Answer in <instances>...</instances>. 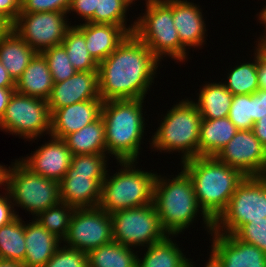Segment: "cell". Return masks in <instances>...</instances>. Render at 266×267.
Instances as JSON below:
<instances>
[{
    "label": "cell",
    "mask_w": 266,
    "mask_h": 267,
    "mask_svg": "<svg viewBox=\"0 0 266 267\" xmlns=\"http://www.w3.org/2000/svg\"><path fill=\"white\" fill-rule=\"evenodd\" d=\"M170 178L157 173L154 184L153 204L164 232L179 236L200 213L205 231L207 229L210 235L213 221L200 208L189 176L181 169L175 177Z\"/></svg>",
    "instance_id": "obj_2"
},
{
    "label": "cell",
    "mask_w": 266,
    "mask_h": 267,
    "mask_svg": "<svg viewBox=\"0 0 266 267\" xmlns=\"http://www.w3.org/2000/svg\"><path fill=\"white\" fill-rule=\"evenodd\" d=\"M251 62H240L227 73V80L222 82L232 95L255 93L259 89L258 82V53L254 50Z\"/></svg>",
    "instance_id": "obj_31"
},
{
    "label": "cell",
    "mask_w": 266,
    "mask_h": 267,
    "mask_svg": "<svg viewBox=\"0 0 266 267\" xmlns=\"http://www.w3.org/2000/svg\"><path fill=\"white\" fill-rule=\"evenodd\" d=\"M54 85L45 57L37 53L22 76L16 81L15 91L47 100Z\"/></svg>",
    "instance_id": "obj_24"
},
{
    "label": "cell",
    "mask_w": 266,
    "mask_h": 267,
    "mask_svg": "<svg viewBox=\"0 0 266 267\" xmlns=\"http://www.w3.org/2000/svg\"><path fill=\"white\" fill-rule=\"evenodd\" d=\"M258 20H260V24H263V27H265L264 33L265 35H262L257 39V42L254 46L255 51L258 53V55H266V21L259 15L257 14ZM265 25V26H264Z\"/></svg>",
    "instance_id": "obj_47"
},
{
    "label": "cell",
    "mask_w": 266,
    "mask_h": 267,
    "mask_svg": "<svg viewBox=\"0 0 266 267\" xmlns=\"http://www.w3.org/2000/svg\"><path fill=\"white\" fill-rule=\"evenodd\" d=\"M76 208L60 201L55 206L39 213L36 219L52 235L63 241L67 236L72 215Z\"/></svg>",
    "instance_id": "obj_33"
},
{
    "label": "cell",
    "mask_w": 266,
    "mask_h": 267,
    "mask_svg": "<svg viewBox=\"0 0 266 267\" xmlns=\"http://www.w3.org/2000/svg\"><path fill=\"white\" fill-rule=\"evenodd\" d=\"M266 218V178L246 176L237 186L227 208L213 222L218 234H235L244 224Z\"/></svg>",
    "instance_id": "obj_10"
},
{
    "label": "cell",
    "mask_w": 266,
    "mask_h": 267,
    "mask_svg": "<svg viewBox=\"0 0 266 267\" xmlns=\"http://www.w3.org/2000/svg\"><path fill=\"white\" fill-rule=\"evenodd\" d=\"M113 241L112 217L100 207L76 208L63 245L82 252Z\"/></svg>",
    "instance_id": "obj_14"
},
{
    "label": "cell",
    "mask_w": 266,
    "mask_h": 267,
    "mask_svg": "<svg viewBox=\"0 0 266 267\" xmlns=\"http://www.w3.org/2000/svg\"><path fill=\"white\" fill-rule=\"evenodd\" d=\"M92 99H101L98 71H77L67 80L54 83L46 101L52 113L56 109Z\"/></svg>",
    "instance_id": "obj_18"
},
{
    "label": "cell",
    "mask_w": 266,
    "mask_h": 267,
    "mask_svg": "<svg viewBox=\"0 0 266 267\" xmlns=\"http://www.w3.org/2000/svg\"><path fill=\"white\" fill-rule=\"evenodd\" d=\"M67 13L46 11L20 13L10 26L37 53L61 45L67 30L72 26Z\"/></svg>",
    "instance_id": "obj_13"
},
{
    "label": "cell",
    "mask_w": 266,
    "mask_h": 267,
    "mask_svg": "<svg viewBox=\"0 0 266 267\" xmlns=\"http://www.w3.org/2000/svg\"><path fill=\"white\" fill-rule=\"evenodd\" d=\"M197 93L195 105L202 119H218L228 117L232 104V93L221 82H206Z\"/></svg>",
    "instance_id": "obj_26"
},
{
    "label": "cell",
    "mask_w": 266,
    "mask_h": 267,
    "mask_svg": "<svg viewBox=\"0 0 266 267\" xmlns=\"http://www.w3.org/2000/svg\"><path fill=\"white\" fill-rule=\"evenodd\" d=\"M160 61L134 34L98 63L99 96L105 101L145 99ZM157 70V71H156Z\"/></svg>",
    "instance_id": "obj_1"
},
{
    "label": "cell",
    "mask_w": 266,
    "mask_h": 267,
    "mask_svg": "<svg viewBox=\"0 0 266 267\" xmlns=\"http://www.w3.org/2000/svg\"><path fill=\"white\" fill-rule=\"evenodd\" d=\"M194 262L191 260L190 266L189 267H196L194 266L195 264H193ZM204 267H217L216 264L210 259L208 258L206 264Z\"/></svg>",
    "instance_id": "obj_50"
},
{
    "label": "cell",
    "mask_w": 266,
    "mask_h": 267,
    "mask_svg": "<svg viewBox=\"0 0 266 267\" xmlns=\"http://www.w3.org/2000/svg\"><path fill=\"white\" fill-rule=\"evenodd\" d=\"M259 88L266 89V55H258Z\"/></svg>",
    "instance_id": "obj_46"
},
{
    "label": "cell",
    "mask_w": 266,
    "mask_h": 267,
    "mask_svg": "<svg viewBox=\"0 0 266 267\" xmlns=\"http://www.w3.org/2000/svg\"><path fill=\"white\" fill-rule=\"evenodd\" d=\"M189 176L197 202L214 222L227 208L237 186L246 177L239 169L219 161L215 156H198L181 162Z\"/></svg>",
    "instance_id": "obj_3"
},
{
    "label": "cell",
    "mask_w": 266,
    "mask_h": 267,
    "mask_svg": "<svg viewBox=\"0 0 266 267\" xmlns=\"http://www.w3.org/2000/svg\"><path fill=\"white\" fill-rule=\"evenodd\" d=\"M75 25L86 38V48L97 63L107 58L129 35L122 27L102 23Z\"/></svg>",
    "instance_id": "obj_21"
},
{
    "label": "cell",
    "mask_w": 266,
    "mask_h": 267,
    "mask_svg": "<svg viewBox=\"0 0 266 267\" xmlns=\"http://www.w3.org/2000/svg\"><path fill=\"white\" fill-rule=\"evenodd\" d=\"M103 100L92 99L74 103L51 113V133L63 139L72 132L79 131L101 116Z\"/></svg>",
    "instance_id": "obj_19"
},
{
    "label": "cell",
    "mask_w": 266,
    "mask_h": 267,
    "mask_svg": "<svg viewBox=\"0 0 266 267\" xmlns=\"http://www.w3.org/2000/svg\"><path fill=\"white\" fill-rule=\"evenodd\" d=\"M152 135L150 147L170 154L182 153L181 162L199 156V136L202 117L191 99H182L161 118Z\"/></svg>",
    "instance_id": "obj_5"
},
{
    "label": "cell",
    "mask_w": 266,
    "mask_h": 267,
    "mask_svg": "<svg viewBox=\"0 0 266 267\" xmlns=\"http://www.w3.org/2000/svg\"><path fill=\"white\" fill-rule=\"evenodd\" d=\"M210 259L217 267H266V253L234 234L212 231Z\"/></svg>",
    "instance_id": "obj_16"
},
{
    "label": "cell",
    "mask_w": 266,
    "mask_h": 267,
    "mask_svg": "<svg viewBox=\"0 0 266 267\" xmlns=\"http://www.w3.org/2000/svg\"><path fill=\"white\" fill-rule=\"evenodd\" d=\"M4 167L5 165L0 164V187L4 186Z\"/></svg>",
    "instance_id": "obj_51"
},
{
    "label": "cell",
    "mask_w": 266,
    "mask_h": 267,
    "mask_svg": "<svg viewBox=\"0 0 266 267\" xmlns=\"http://www.w3.org/2000/svg\"><path fill=\"white\" fill-rule=\"evenodd\" d=\"M11 165L4 167V187L14 207L27 210L35 218L61 201L57 180L33 173L17 158Z\"/></svg>",
    "instance_id": "obj_9"
},
{
    "label": "cell",
    "mask_w": 266,
    "mask_h": 267,
    "mask_svg": "<svg viewBox=\"0 0 266 267\" xmlns=\"http://www.w3.org/2000/svg\"><path fill=\"white\" fill-rule=\"evenodd\" d=\"M176 237L167 235L162 241L145 247L144 256H137V267H189L191 259L171 239Z\"/></svg>",
    "instance_id": "obj_27"
},
{
    "label": "cell",
    "mask_w": 266,
    "mask_h": 267,
    "mask_svg": "<svg viewBox=\"0 0 266 267\" xmlns=\"http://www.w3.org/2000/svg\"><path fill=\"white\" fill-rule=\"evenodd\" d=\"M110 215L112 217L113 241L124 246L148 247L162 241L167 236L160 225L153 203L118 210Z\"/></svg>",
    "instance_id": "obj_12"
},
{
    "label": "cell",
    "mask_w": 266,
    "mask_h": 267,
    "mask_svg": "<svg viewBox=\"0 0 266 267\" xmlns=\"http://www.w3.org/2000/svg\"><path fill=\"white\" fill-rule=\"evenodd\" d=\"M253 122L266 115V89L259 88L252 93Z\"/></svg>",
    "instance_id": "obj_43"
},
{
    "label": "cell",
    "mask_w": 266,
    "mask_h": 267,
    "mask_svg": "<svg viewBox=\"0 0 266 267\" xmlns=\"http://www.w3.org/2000/svg\"><path fill=\"white\" fill-rule=\"evenodd\" d=\"M63 140L72 155L107 154L105 126L101 116L81 130L66 135Z\"/></svg>",
    "instance_id": "obj_28"
},
{
    "label": "cell",
    "mask_w": 266,
    "mask_h": 267,
    "mask_svg": "<svg viewBox=\"0 0 266 267\" xmlns=\"http://www.w3.org/2000/svg\"><path fill=\"white\" fill-rule=\"evenodd\" d=\"M21 13V0H0V19L9 27Z\"/></svg>",
    "instance_id": "obj_41"
},
{
    "label": "cell",
    "mask_w": 266,
    "mask_h": 267,
    "mask_svg": "<svg viewBox=\"0 0 266 267\" xmlns=\"http://www.w3.org/2000/svg\"><path fill=\"white\" fill-rule=\"evenodd\" d=\"M234 235L241 241L257 246L266 253V218L244 224Z\"/></svg>",
    "instance_id": "obj_38"
},
{
    "label": "cell",
    "mask_w": 266,
    "mask_h": 267,
    "mask_svg": "<svg viewBox=\"0 0 266 267\" xmlns=\"http://www.w3.org/2000/svg\"><path fill=\"white\" fill-rule=\"evenodd\" d=\"M215 157L239 169L245 176H264L266 173V148L253 130H238Z\"/></svg>",
    "instance_id": "obj_15"
},
{
    "label": "cell",
    "mask_w": 266,
    "mask_h": 267,
    "mask_svg": "<svg viewBox=\"0 0 266 267\" xmlns=\"http://www.w3.org/2000/svg\"><path fill=\"white\" fill-rule=\"evenodd\" d=\"M16 82L11 78L6 68L0 61V87L1 88H15Z\"/></svg>",
    "instance_id": "obj_48"
},
{
    "label": "cell",
    "mask_w": 266,
    "mask_h": 267,
    "mask_svg": "<svg viewBox=\"0 0 266 267\" xmlns=\"http://www.w3.org/2000/svg\"><path fill=\"white\" fill-rule=\"evenodd\" d=\"M106 154L73 155L66 175L59 181L60 200L74 208L98 207L101 184L107 174Z\"/></svg>",
    "instance_id": "obj_8"
},
{
    "label": "cell",
    "mask_w": 266,
    "mask_h": 267,
    "mask_svg": "<svg viewBox=\"0 0 266 267\" xmlns=\"http://www.w3.org/2000/svg\"><path fill=\"white\" fill-rule=\"evenodd\" d=\"M25 224V267H43L62 245V241L46 230L36 219Z\"/></svg>",
    "instance_id": "obj_22"
},
{
    "label": "cell",
    "mask_w": 266,
    "mask_h": 267,
    "mask_svg": "<svg viewBox=\"0 0 266 267\" xmlns=\"http://www.w3.org/2000/svg\"><path fill=\"white\" fill-rule=\"evenodd\" d=\"M41 54L46 59L54 83L67 80L77 72L69 61L66 50L62 45L48 48Z\"/></svg>",
    "instance_id": "obj_35"
},
{
    "label": "cell",
    "mask_w": 266,
    "mask_h": 267,
    "mask_svg": "<svg viewBox=\"0 0 266 267\" xmlns=\"http://www.w3.org/2000/svg\"><path fill=\"white\" fill-rule=\"evenodd\" d=\"M61 45L65 48L69 61L76 71L98 70V63L86 48L84 34L75 25L67 30Z\"/></svg>",
    "instance_id": "obj_32"
},
{
    "label": "cell",
    "mask_w": 266,
    "mask_h": 267,
    "mask_svg": "<svg viewBox=\"0 0 266 267\" xmlns=\"http://www.w3.org/2000/svg\"><path fill=\"white\" fill-rule=\"evenodd\" d=\"M26 254L24 221L20 216L0 227V259L23 263Z\"/></svg>",
    "instance_id": "obj_30"
},
{
    "label": "cell",
    "mask_w": 266,
    "mask_h": 267,
    "mask_svg": "<svg viewBox=\"0 0 266 267\" xmlns=\"http://www.w3.org/2000/svg\"><path fill=\"white\" fill-rule=\"evenodd\" d=\"M6 192L4 194H0V227L8 224L12 220H14L17 216V211L14 209V205L12 203V198L9 191L5 188Z\"/></svg>",
    "instance_id": "obj_42"
},
{
    "label": "cell",
    "mask_w": 266,
    "mask_h": 267,
    "mask_svg": "<svg viewBox=\"0 0 266 267\" xmlns=\"http://www.w3.org/2000/svg\"><path fill=\"white\" fill-rule=\"evenodd\" d=\"M129 8L123 0H98L94 16L88 22L122 26L129 34H133L135 21L131 25L126 22Z\"/></svg>",
    "instance_id": "obj_34"
},
{
    "label": "cell",
    "mask_w": 266,
    "mask_h": 267,
    "mask_svg": "<svg viewBox=\"0 0 266 267\" xmlns=\"http://www.w3.org/2000/svg\"><path fill=\"white\" fill-rule=\"evenodd\" d=\"M145 7L143 15L135 20L133 34L160 62L168 56L184 63L189 51L181 44L173 22V0H156Z\"/></svg>",
    "instance_id": "obj_7"
},
{
    "label": "cell",
    "mask_w": 266,
    "mask_h": 267,
    "mask_svg": "<svg viewBox=\"0 0 266 267\" xmlns=\"http://www.w3.org/2000/svg\"><path fill=\"white\" fill-rule=\"evenodd\" d=\"M72 156L63 139L50 135V140L19 160L33 173L59 182L66 175Z\"/></svg>",
    "instance_id": "obj_17"
},
{
    "label": "cell",
    "mask_w": 266,
    "mask_h": 267,
    "mask_svg": "<svg viewBox=\"0 0 266 267\" xmlns=\"http://www.w3.org/2000/svg\"><path fill=\"white\" fill-rule=\"evenodd\" d=\"M0 129L28 141L45 134L50 136L51 112L47 101L15 91L0 120Z\"/></svg>",
    "instance_id": "obj_11"
},
{
    "label": "cell",
    "mask_w": 266,
    "mask_h": 267,
    "mask_svg": "<svg viewBox=\"0 0 266 267\" xmlns=\"http://www.w3.org/2000/svg\"><path fill=\"white\" fill-rule=\"evenodd\" d=\"M71 0H21V13L68 12Z\"/></svg>",
    "instance_id": "obj_39"
},
{
    "label": "cell",
    "mask_w": 266,
    "mask_h": 267,
    "mask_svg": "<svg viewBox=\"0 0 266 267\" xmlns=\"http://www.w3.org/2000/svg\"><path fill=\"white\" fill-rule=\"evenodd\" d=\"M121 169L108 173L101 184L98 207L111 214L118 210L141 207L153 203L157 172L135 167L137 161H117Z\"/></svg>",
    "instance_id": "obj_6"
},
{
    "label": "cell",
    "mask_w": 266,
    "mask_h": 267,
    "mask_svg": "<svg viewBox=\"0 0 266 267\" xmlns=\"http://www.w3.org/2000/svg\"><path fill=\"white\" fill-rule=\"evenodd\" d=\"M36 54L10 27L0 36V61L15 82Z\"/></svg>",
    "instance_id": "obj_23"
},
{
    "label": "cell",
    "mask_w": 266,
    "mask_h": 267,
    "mask_svg": "<svg viewBox=\"0 0 266 267\" xmlns=\"http://www.w3.org/2000/svg\"><path fill=\"white\" fill-rule=\"evenodd\" d=\"M237 131L238 129L228 117L202 119L199 136V156H216Z\"/></svg>",
    "instance_id": "obj_25"
},
{
    "label": "cell",
    "mask_w": 266,
    "mask_h": 267,
    "mask_svg": "<svg viewBox=\"0 0 266 267\" xmlns=\"http://www.w3.org/2000/svg\"><path fill=\"white\" fill-rule=\"evenodd\" d=\"M253 132L255 137L262 143L266 148V115L254 123Z\"/></svg>",
    "instance_id": "obj_44"
},
{
    "label": "cell",
    "mask_w": 266,
    "mask_h": 267,
    "mask_svg": "<svg viewBox=\"0 0 266 267\" xmlns=\"http://www.w3.org/2000/svg\"><path fill=\"white\" fill-rule=\"evenodd\" d=\"M203 17L199 4L187 0H173V22L179 40L186 49H200L206 44V19Z\"/></svg>",
    "instance_id": "obj_20"
},
{
    "label": "cell",
    "mask_w": 266,
    "mask_h": 267,
    "mask_svg": "<svg viewBox=\"0 0 266 267\" xmlns=\"http://www.w3.org/2000/svg\"><path fill=\"white\" fill-rule=\"evenodd\" d=\"M0 267H25L21 262L0 259Z\"/></svg>",
    "instance_id": "obj_49"
},
{
    "label": "cell",
    "mask_w": 266,
    "mask_h": 267,
    "mask_svg": "<svg viewBox=\"0 0 266 267\" xmlns=\"http://www.w3.org/2000/svg\"><path fill=\"white\" fill-rule=\"evenodd\" d=\"M145 99L109 100L102 104L107 155L117 161H138L146 130ZM140 150V151H139Z\"/></svg>",
    "instance_id": "obj_4"
},
{
    "label": "cell",
    "mask_w": 266,
    "mask_h": 267,
    "mask_svg": "<svg viewBox=\"0 0 266 267\" xmlns=\"http://www.w3.org/2000/svg\"><path fill=\"white\" fill-rule=\"evenodd\" d=\"M97 3L98 0H71L67 14L75 12L86 23L94 16Z\"/></svg>",
    "instance_id": "obj_40"
},
{
    "label": "cell",
    "mask_w": 266,
    "mask_h": 267,
    "mask_svg": "<svg viewBox=\"0 0 266 267\" xmlns=\"http://www.w3.org/2000/svg\"><path fill=\"white\" fill-rule=\"evenodd\" d=\"M43 267H88V255L61 245Z\"/></svg>",
    "instance_id": "obj_37"
},
{
    "label": "cell",
    "mask_w": 266,
    "mask_h": 267,
    "mask_svg": "<svg viewBox=\"0 0 266 267\" xmlns=\"http://www.w3.org/2000/svg\"><path fill=\"white\" fill-rule=\"evenodd\" d=\"M259 15L266 21V5L260 9Z\"/></svg>",
    "instance_id": "obj_53"
},
{
    "label": "cell",
    "mask_w": 266,
    "mask_h": 267,
    "mask_svg": "<svg viewBox=\"0 0 266 267\" xmlns=\"http://www.w3.org/2000/svg\"><path fill=\"white\" fill-rule=\"evenodd\" d=\"M15 92V88H1L0 87V120L4 115L5 109L9 104L12 94Z\"/></svg>",
    "instance_id": "obj_45"
},
{
    "label": "cell",
    "mask_w": 266,
    "mask_h": 267,
    "mask_svg": "<svg viewBox=\"0 0 266 267\" xmlns=\"http://www.w3.org/2000/svg\"><path fill=\"white\" fill-rule=\"evenodd\" d=\"M137 252L112 241L87 253L88 267H137Z\"/></svg>",
    "instance_id": "obj_29"
},
{
    "label": "cell",
    "mask_w": 266,
    "mask_h": 267,
    "mask_svg": "<svg viewBox=\"0 0 266 267\" xmlns=\"http://www.w3.org/2000/svg\"><path fill=\"white\" fill-rule=\"evenodd\" d=\"M145 1H146L145 6H147L148 4H150L151 2L156 1V0H145ZM123 2L129 7L130 5H132L135 2V0H123Z\"/></svg>",
    "instance_id": "obj_52"
},
{
    "label": "cell",
    "mask_w": 266,
    "mask_h": 267,
    "mask_svg": "<svg viewBox=\"0 0 266 267\" xmlns=\"http://www.w3.org/2000/svg\"><path fill=\"white\" fill-rule=\"evenodd\" d=\"M228 118L238 130H252L254 126L252 94L233 95Z\"/></svg>",
    "instance_id": "obj_36"
}]
</instances>
